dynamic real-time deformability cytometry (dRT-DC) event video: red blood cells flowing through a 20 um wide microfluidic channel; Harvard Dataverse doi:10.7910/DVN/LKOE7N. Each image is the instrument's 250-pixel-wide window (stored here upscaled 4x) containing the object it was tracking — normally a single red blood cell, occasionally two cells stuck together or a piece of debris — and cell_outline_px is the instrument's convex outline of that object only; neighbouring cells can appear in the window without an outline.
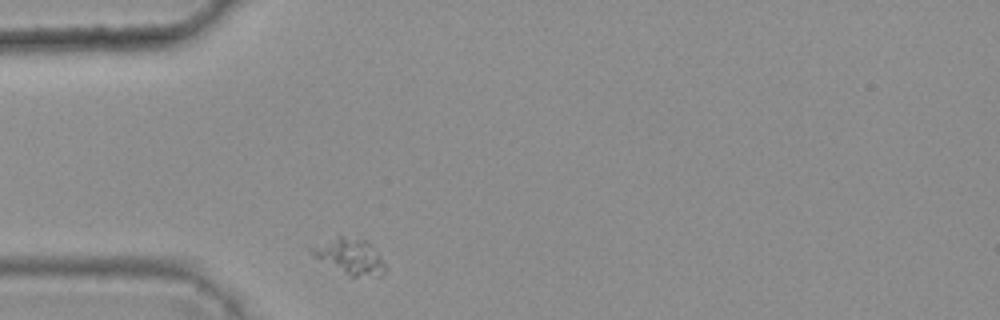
{"species": "common noctule bat (a hibernating species)", "species_latin": "Nyctalus noctula", "temperature_condition": "warm", "stored_images_in_passage": 1, "camera_frame_rate_fps": 3000, "um_per_image_px": 0.085, "animal": {"sex": "female", "body_mass_g": 25.1}, "frame": {"image": 1, "passage_image": 1, "time_ms": 0.0, "image_size_px": [1000, 320], "cell_outline_px": [[384, 272], [380, 276], [348, 276], [316, 256], [308, 248], [336, 236], [344, 236], [364, 240], [380, 256], [384, 264]], "centroid_in_image_um": [29.75, 21.79], "position_along_channel_um": 55.3, "area_um2": 14.62}}